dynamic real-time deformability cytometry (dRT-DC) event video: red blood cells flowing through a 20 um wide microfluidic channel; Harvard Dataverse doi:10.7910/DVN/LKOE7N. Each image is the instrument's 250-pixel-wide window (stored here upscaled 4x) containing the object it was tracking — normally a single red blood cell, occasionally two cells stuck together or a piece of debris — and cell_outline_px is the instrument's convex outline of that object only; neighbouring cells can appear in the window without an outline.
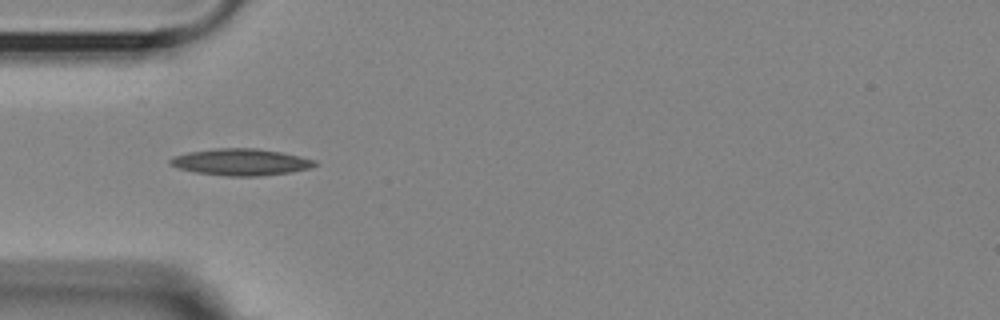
{"species": "Egyptian fruit bat (a non-hibernating species)", "species_latin": "Rousettus aegyptiacus", "temperature_condition": "room temperature", "stored_images_in_passage": 16, "camera_frame_rate_fps": 3000, "um_per_image_px": 0.085, "animal": {"sex": "female"}, "frame": {"image": 1, "passage_image": 3, "time_ms": 0.667, "image_size_px": [1000, 320], "cell_outline_px": [[316, 164], [308, 168], [292, 172], [256, 176], [228, 176], [196, 172], [180, 168], [168, 164], [168, 160], [172, 156], [188, 152], [216, 148], [256, 148], [280, 152], [300, 156], [316, 160]], "centroid_in_image_um": [20.44, 13.77], "position_along_channel_um": 64.6, "area_um2": 22.37}}
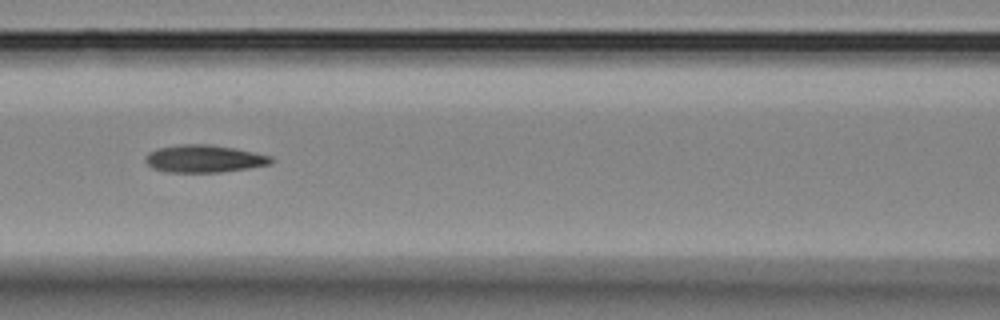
{"frame": {"image": 2, "passage_image": 10, "time_ms": 3.0, "image_size_px": [1000, 320], "cell_outline_px": [[272, 164], [248, 168], [220, 172], [168, 172], [152, 168], [144, 160], [144, 156], [148, 152], [156, 148], [180, 144], [212, 144], [272, 156]], "centroid_in_image_um": [17.3, 13.48], "position_along_channel_um": 149.3, "area_um2": 20.17}}